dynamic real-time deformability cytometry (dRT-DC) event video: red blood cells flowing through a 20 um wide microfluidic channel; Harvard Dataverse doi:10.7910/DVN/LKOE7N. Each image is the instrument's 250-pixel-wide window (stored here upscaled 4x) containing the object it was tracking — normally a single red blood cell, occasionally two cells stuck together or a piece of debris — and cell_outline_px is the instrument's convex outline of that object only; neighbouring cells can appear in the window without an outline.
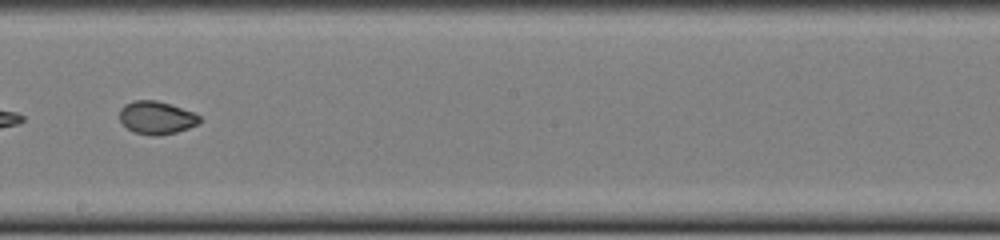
{"species": "common noctule bat (a hibernating species)", "species_latin": "Nyctalus noctula", "temperature_condition": "cold", "stored_images_in_passage": 49, "camera_frame_rate_fps": 3000, "um_per_image_px": 0.085, "animal": {"sex": "female", "body_mass_g": 22.0, "forearm_length_mm": 56.7}, "frame": {"image": 1, "passage_image": 28, "time_ms": 9.0, "image_size_px": [1000, 240], "cell_outline_px": [[200, 124], [176, 132], [156, 136], [152, 136], [132, 132], [120, 120], [120, 108], [124, 104], [132, 100], [156, 100], [196, 112], [200, 116]], "centroid_in_image_um": [13.32, 10.0], "position_along_channel_um": 234.9, "area_um2": 15.55}, "authors_computed_cell_mechanics": {"area_um2": 17.2822, "velocity_mm_per_s": 4.0047, "shape_relaxation_time_tau1_ms": null, "shape_relaxation_time_tau2_ms": 1.4065, "deformation_change_tau1": null, "deformation_change_tau2": 0.0422}}